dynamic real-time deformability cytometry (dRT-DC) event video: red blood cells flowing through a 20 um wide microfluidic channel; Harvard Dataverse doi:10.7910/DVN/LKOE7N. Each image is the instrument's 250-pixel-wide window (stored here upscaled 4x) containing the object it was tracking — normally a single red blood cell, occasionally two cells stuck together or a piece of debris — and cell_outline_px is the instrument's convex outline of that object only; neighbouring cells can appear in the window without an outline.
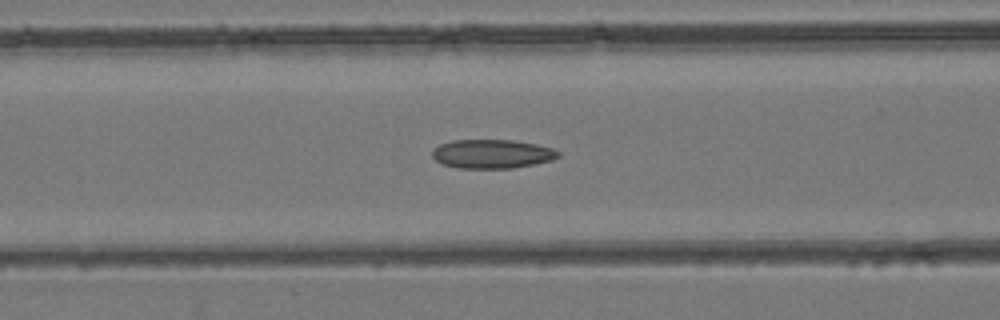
{"species": "common noctule bat (a hibernating species)", "species_latin": "Nyctalus noctula", "temperature_condition": "room temperature", "stored_images_in_passage": 37, "camera_frame_rate_fps": 3000, "um_per_image_px": 0.085, "animal": {"sex": "female", "body_mass_g": 24.6, "forearm_length_mm": 56.2}, "frame": {"image": 1, "passage_image": 8, "time_ms": 2.333, "image_size_px": [1000, 320], "cell_outline_px": [[560, 156], [552, 160], [512, 168], [460, 168], [444, 164], [436, 160], [432, 156], [432, 148], [440, 144], [452, 140], [512, 140], [536, 144], [552, 148], [560, 152]], "centroid_in_image_um": [41.82, 13.07], "position_along_channel_um": 124.8, "area_um2": 21.15}}
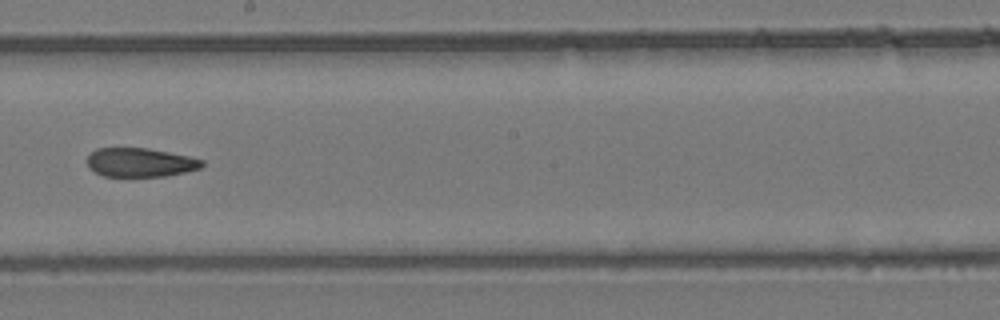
{"frame": {"image": 2, "passage_image": 16, "time_ms": 5.0, "image_size_px": [1000, 320], "cell_outline_px": [[204, 164], [200, 168], [184, 172], [164, 176], [104, 176], [88, 168], [88, 156], [96, 148], [148, 148], [188, 156], [204, 160]], "centroid_in_image_um": [11.91, 13.8], "position_along_channel_um": 236.3, "area_um2": 19.19}}
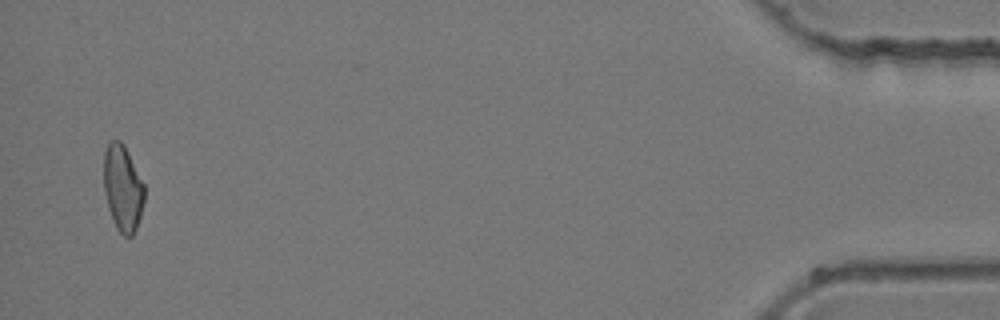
{"frame": {"image": 3, "passage_image": 36, "time_ms": 11.667, "image_size_px": [1000, 320], "cell_outline_px": [[144, 200], [140, 216], [136, 228], [132, 236], [124, 236], [116, 228], [108, 208], [104, 192], [104, 152], [108, 144], [112, 140], [120, 140], [124, 144], [144, 184]], "centroid_in_image_um": [10.42, 15.98], "position_along_channel_um": 424.8, "area_um2": 20.29}}